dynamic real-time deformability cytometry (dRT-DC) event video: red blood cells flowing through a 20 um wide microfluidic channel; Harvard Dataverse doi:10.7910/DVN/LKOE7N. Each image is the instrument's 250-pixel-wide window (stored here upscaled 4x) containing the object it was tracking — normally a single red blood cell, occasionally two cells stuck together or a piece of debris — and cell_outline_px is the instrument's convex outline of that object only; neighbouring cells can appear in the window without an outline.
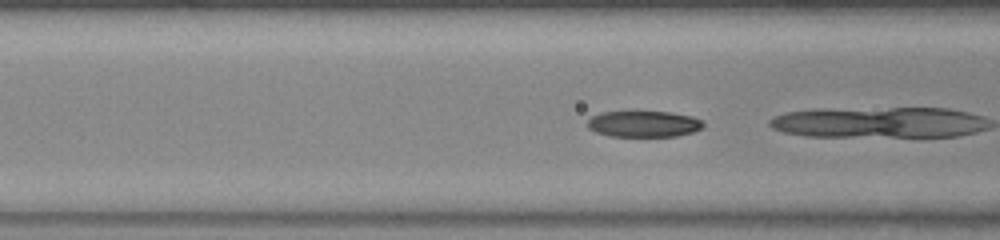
{"species": "common noctule bat (a hibernating species)", "species_latin": "Nyctalus noctula", "temperature_condition": "warm", "stored_images_in_passage": 20, "camera_frame_rate_fps": 3000, "um_per_image_px": 0.085, "animal": {"sex": "female", "body_mass_g": 23.0, "forearm_length_mm": 53.4}, "frame": {"image": 1, "passage_image": 19, "time_ms": 6.0, "image_size_px": [1000, 240], "cell_outline_px": [[704, 128], [692, 132], [676, 136], [608, 136], [596, 132], [588, 128], [588, 120], [592, 116], [600, 112], [668, 112], [692, 116], [704, 120]], "centroid_in_image_um": [54.74, 10.54], "position_along_channel_um": 111.9, "area_um2": 17.69}}